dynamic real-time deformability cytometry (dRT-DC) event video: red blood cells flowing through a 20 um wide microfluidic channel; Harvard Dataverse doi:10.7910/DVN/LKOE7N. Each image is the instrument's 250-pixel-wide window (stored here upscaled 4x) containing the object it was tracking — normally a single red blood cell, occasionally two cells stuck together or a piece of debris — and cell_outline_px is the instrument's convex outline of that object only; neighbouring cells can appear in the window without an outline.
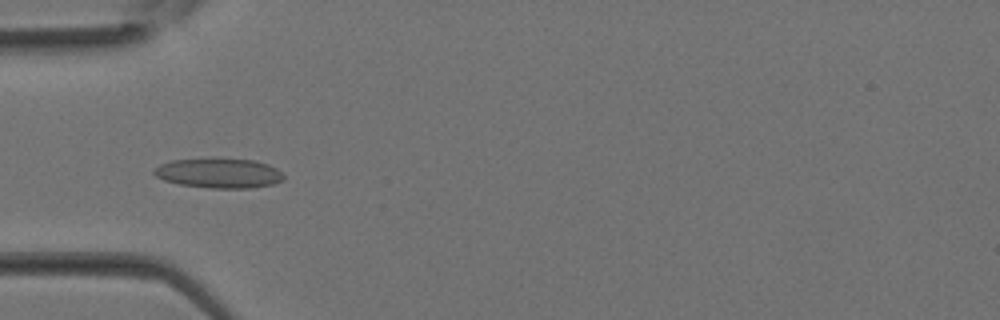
{"species": "Egyptian fruit bat (a non-hibernating species)", "species_latin": "Rousettus aegyptiacus", "temperature_condition": "room temperature", "stored_images_in_passage": 36, "camera_frame_rate_fps": 3000, "um_per_image_px": 0.085, "animal": {"sex": "female"}, "frame": {"image": 1, "passage_image": 12, "time_ms": 3.667, "image_size_px": [1000, 320], "cell_outline_px": [[284, 180], [272, 184], [252, 188], [208, 188], [180, 184], [164, 180], [156, 176], [152, 172], [152, 168], [160, 164], [172, 160], [212, 156], [256, 160], [268, 164], [276, 168], [284, 176]], "centroid_in_image_um": [18.58, 14.68], "position_along_channel_um": 66.4, "area_um2": 23.29}}
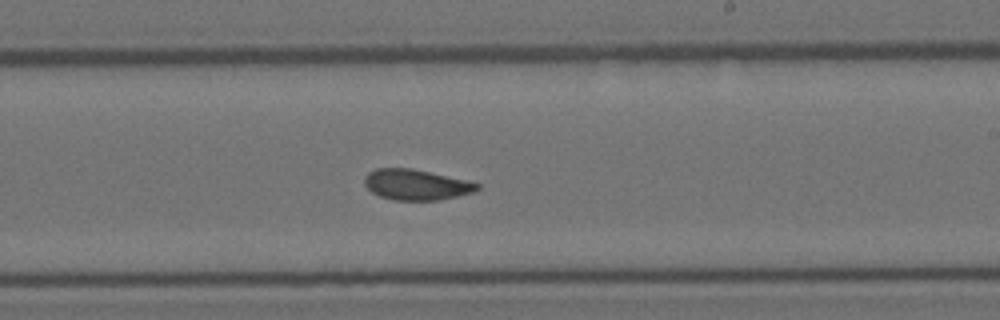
{"frame": {"image": 2, "passage_image": 22, "time_ms": 7.0, "image_size_px": [1000, 320], "cell_outline_px": [[480, 188], [476, 192], [440, 200], [392, 200], [380, 196], [372, 192], [364, 184], [364, 176], [368, 172], [376, 168], [412, 168], [464, 180], [480, 184]], "centroid_in_image_um": [35.36, 15.7], "position_along_channel_um": 253.6, "area_um2": 20.11}}
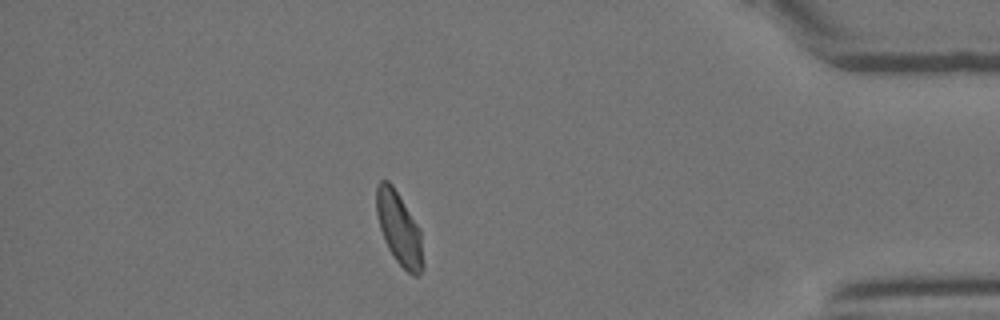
{"frame": {"image": 3, "passage_image": 32, "time_ms": 10.333, "image_size_px": [1000, 320], "cell_outline_px": [[424, 268], [416, 276], [412, 276], [396, 260], [388, 248], [384, 240], [380, 228], [376, 212], [376, 184], [380, 180], [388, 180], [392, 184], [420, 228], [424, 264]], "centroid_in_image_um": [33.92, 19.42], "position_along_channel_um": 401.3, "area_um2": 19.83}}